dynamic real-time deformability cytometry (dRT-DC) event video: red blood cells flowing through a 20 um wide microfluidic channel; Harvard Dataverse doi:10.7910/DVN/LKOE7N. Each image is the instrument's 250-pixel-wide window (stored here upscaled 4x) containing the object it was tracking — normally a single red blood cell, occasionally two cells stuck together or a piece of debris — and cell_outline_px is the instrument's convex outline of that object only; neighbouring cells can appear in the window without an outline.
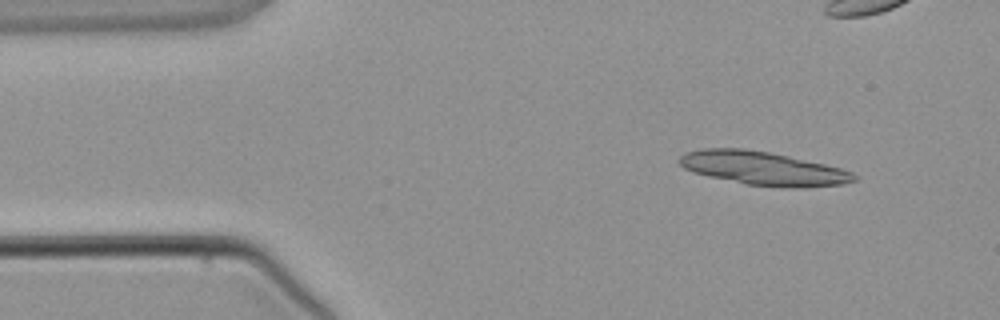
{"species": "common noctule bat (a hibernating species)", "species_latin": "Nyctalus noctula", "temperature_condition": "warm", "stored_images_in_passage": 6, "camera_frame_rate_fps": 3000, "um_per_image_px": 0.085, "animal": {"sex": "male", "body_mass_g": 21.5, "forearm_length_mm": 52.0}, "frame": {"image": 1, "passage_image": 2, "time_ms": 1.0, "image_size_px": [1000, 320], "cell_outline_px": [[856, 180], [844, 184], [804, 188], [780, 188], [744, 184], [708, 176], [692, 172], [684, 168], [680, 164], [680, 156], [684, 152], [704, 148], [744, 148], [768, 152], [788, 156], [824, 164], [840, 168], [852, 172], [856, 176]], "centroid_in_image_um": [64.85, 14.32], "position_along_channel_um": 20.1, "area_um2": 34.33}}